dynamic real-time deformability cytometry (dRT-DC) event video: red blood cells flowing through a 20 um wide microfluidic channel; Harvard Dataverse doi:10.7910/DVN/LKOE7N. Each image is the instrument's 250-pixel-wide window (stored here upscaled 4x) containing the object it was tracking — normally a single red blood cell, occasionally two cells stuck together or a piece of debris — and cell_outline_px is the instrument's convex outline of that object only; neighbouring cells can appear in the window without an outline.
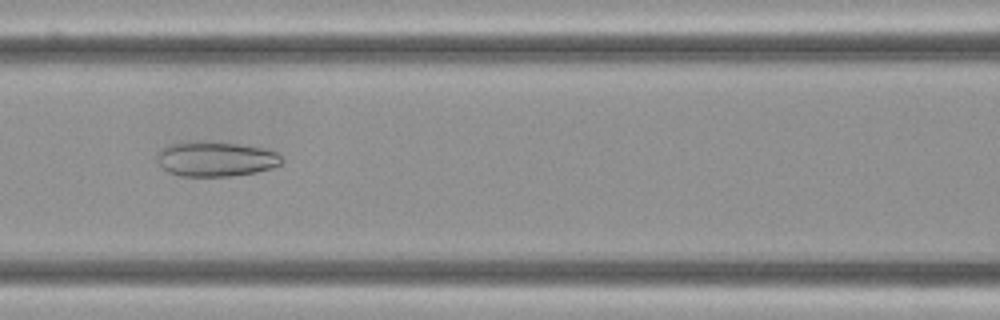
{"species": "Egyptian fruit bat (a non-hibernating species)", "species_latin": "Rousettus aegyptiacus", "temperature_condition": "cold", "stored_images_in_passage": 59, "camera_frame_rate_fps": 3000, "um_per_image_px": 0.085, "frame": {"image": 1, "passage_image": 26, "time_ms": 8.333, "image_size_px": [1000, 320], "cell_outline_px": [[284, 160], [280, 164], [272, 168], [256, 172], [228, 176], [180, 176], [168, 172], [160, 164], [156, 156], [160, 148], [168, 144], [188, 140], [196, 140], [240, 144], [264, 148], [276, 152]], "centroid_in_image_um": [18.3, 13.49], "position_along_channel_um": 148.3, "area_um2": 25.66}}
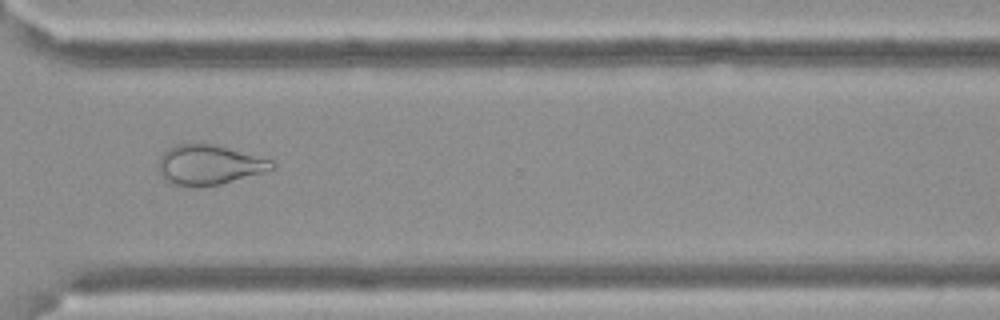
{"frame": {"image": 2, "passage_image": 44, "time_ms": 14.333, "image_size_px": [1000, 320], "cell_outline_px": [[276, 168], [220, 184], [172, 184], [156, 168], [160, 156], [168, 148], [176, 144], [216, 144], [272, 160], [276, 164]], "centroid_in_image_um": [17.78, 13.96], "position_along_channel_um": 352.8, "area_um2": 25.66}}
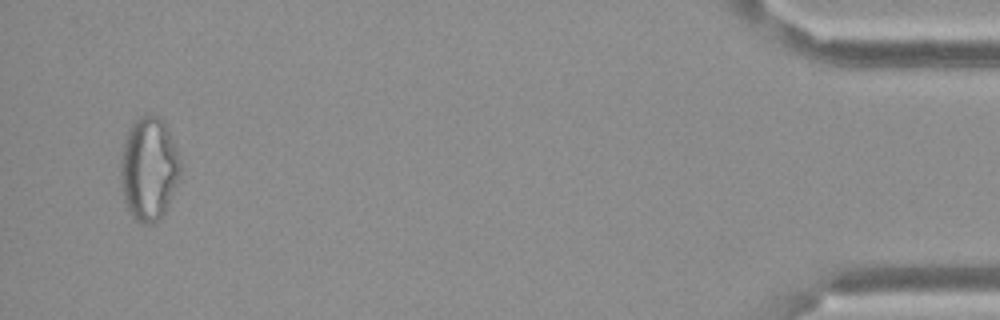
{"frame": {"image": 3, "passage_image": 57, "time_ms": 18.667, "image_size_px": [1000, 320], "cell_outline_px": [[180, 176], [164, 212], [152, 224], [144, 224], [136, 220], [132, 216], [124, 200], [120, 176], [120, 152], [128, 128], [144, 112], [160, 116], [164, 120], [168, 128], [180, 160]], "centroid_in_image_um": [12.63, 14.28], "position_along_channel_um": 422.6, "area_um2": 36.24}}